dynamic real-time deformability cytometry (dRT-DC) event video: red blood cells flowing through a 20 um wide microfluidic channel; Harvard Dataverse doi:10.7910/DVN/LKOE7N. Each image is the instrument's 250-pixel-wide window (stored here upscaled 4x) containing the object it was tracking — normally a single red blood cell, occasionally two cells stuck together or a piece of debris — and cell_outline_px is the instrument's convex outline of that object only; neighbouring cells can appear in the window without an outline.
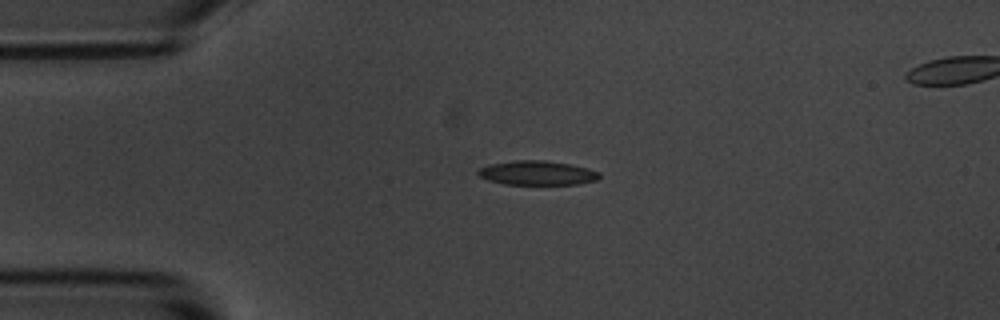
{"species": "common noctule bat (a hibernating species)", "species_latin": "Nyctalus noctula", "temperature_condition": "room temperature", "stored_images_in_passage": 9, "camera_frame_rate_fps": 3000, "um_per_image_px": 0.085, "animal": {"sex": "male", "body_mass_g": 20.1, "forearm_length_mm": 53.5}, "frame": {"image": 1, "passage_image": 3, "time_ms": 2.333, "image_size_px": [1000, 320], "cell_outline_px": [[600, 176], [596, 180], [580, 184], [504, 184], [488, 180], [480, 176], [476, 172], [480, 168], [488, 164], [516, 160], [544, 160], [572, 164], [588, 168], [600, 172]], "centroid_in_image_um": [45.67, 14.69], "position_along_channel_um": 39.3, "area_um2": 17.22}}
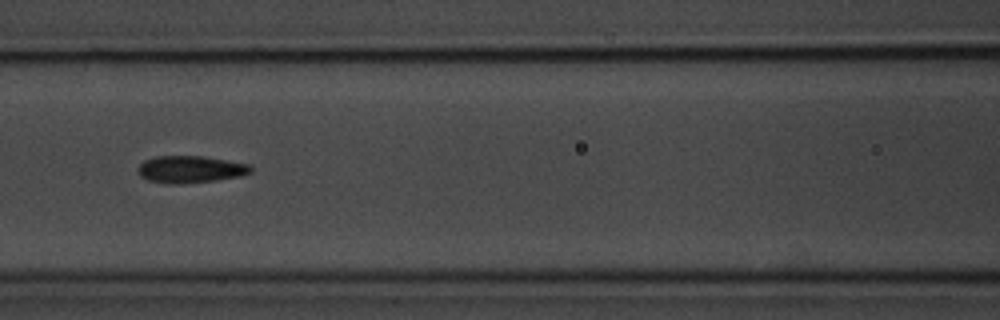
{"frame": {"image": 2, "passage_image": 6, "time_ms": 6.0, "image_size_px": [1000, 320], "cell_outline_px": [[252, 172], [240, 176], [216, 180], [176, 184], [168, 184], [148, 180], [140, 176], [136, 168], [144, 160], [156, 156], [204, 156], [252, 164]], "centroid_in_image_um": [16.19, 14.38], "position_along_channel_um": 150.4, "area_um2": 17.98}}
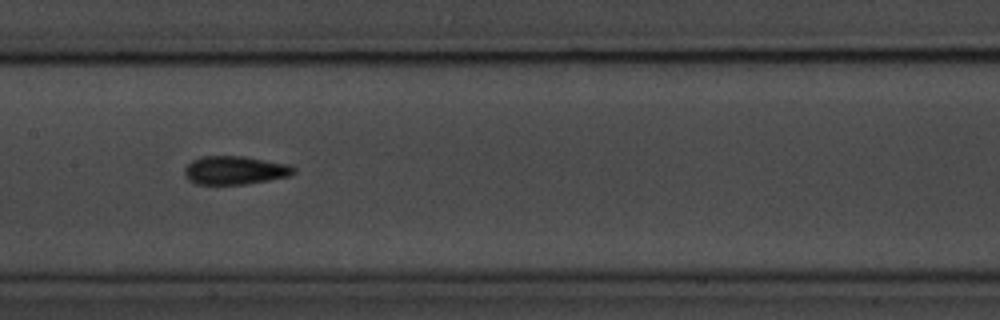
{"frame": {"image": 3, "passage_image": 7, "time_ms": 7.0, "image_size_px": [1000, 320], "cell_outline_px": [[296, 172], [292, 176], [244, 184], [196, 184], [188, 180], [184, 176], [184, 168], [192, 160], [200, 156], [244, 156], [288, 164], [296, 168]], "centroid_in_image_um": [19.96, 14.47], "position_along_channel_um": 187.4, "area_um2": 18.26}}